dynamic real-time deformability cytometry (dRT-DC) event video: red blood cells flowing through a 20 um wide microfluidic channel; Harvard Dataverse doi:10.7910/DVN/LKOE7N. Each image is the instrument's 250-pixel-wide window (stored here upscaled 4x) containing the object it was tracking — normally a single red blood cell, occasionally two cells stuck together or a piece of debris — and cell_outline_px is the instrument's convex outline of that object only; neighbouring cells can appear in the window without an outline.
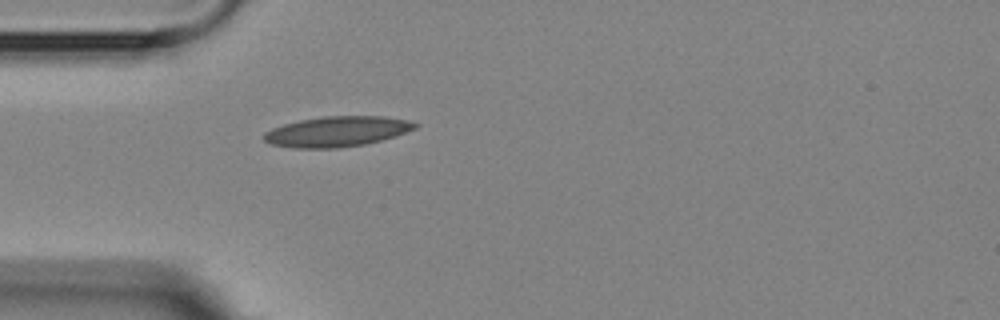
{"species": "Egyptian fruit bat (a non-hibernating species)", "species_latin": "Rousettus aegyptiacus", "temperature_condition": "room temperature", "stored_images_in_passage": 1, "camera_frame_rate_fps": 3000, "um_per_image_px": 0.085, "animal": {"sex": "female"}, "frame": {"image": 1, "passage_image": 1, "time_ms": 0.0, "image_size_px": [1000, 320], "cell_outline_px": [[420, 124], [416, 128], [396, 136], [364, 144], [336, 148], [292, 148], [272, 144], [264, 140], [264, 132], [272, 128], [284, 124], [300, 120], [324, 116], [384, 116], [408, 120]], "centroid_in_image_um": [28.66, 11.17], "position_along_channel_um": 56.3, "area_um2": 26.65}}